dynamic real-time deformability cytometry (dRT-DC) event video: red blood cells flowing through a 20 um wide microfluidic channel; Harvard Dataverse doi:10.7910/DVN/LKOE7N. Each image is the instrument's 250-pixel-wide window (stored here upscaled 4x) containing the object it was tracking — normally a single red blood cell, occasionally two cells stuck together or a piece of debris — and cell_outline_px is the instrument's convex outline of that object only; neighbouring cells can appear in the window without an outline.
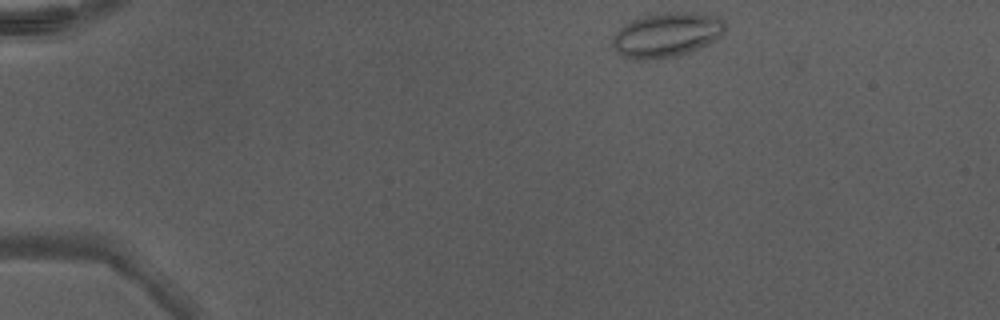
{"species": "Egyptian fruit bat (a non-hibernating species)", "species_latin": "Rousettus aegyptiacus", "temperature_condition": "warm", "stored_images_in_passage": 41, "camera_frame_rate_fps": 3000, "um_per_image_px": 0.085, "animal": {"sex": "male"}, "frame": {"image": 1, "passage_image": 1, "time_ms": 0.0, "image_size_px": [1000, 320], "cell_outline_px": [[728, 28], [716, 40], [708, 44], [688, 52], [676, 56], [656, 60], [632, 60], [620, 56], [616, 52], [612, 44], [612, 36], [624, 24], [632, 20], [644, 16], [664, 12], [692, 12], [720, 16], [724, 20]], "centroid_in_image_um": [56.67, 2.97], "position_along_channel_um": 28.3, "area_um2": 29.82}}
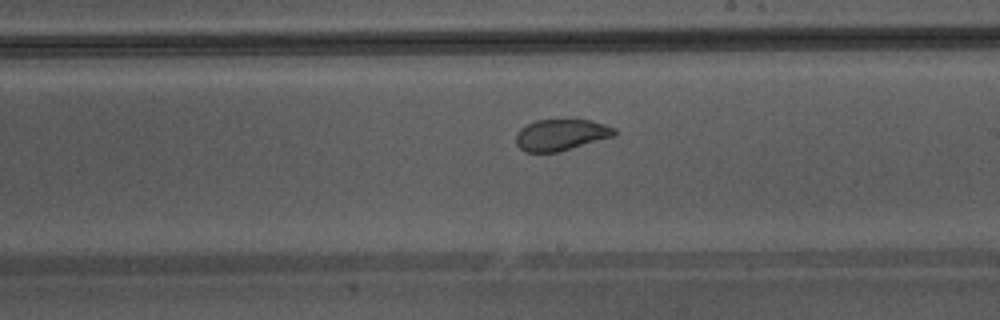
{"frame": {"image": 2, "passage_image": 22, "time_ms": 7.0, "image_size_px": [1000, 320], "cell_outline_px": [[616, 136], [556, 152], [524, 152], [516, 144], [516, 132], [520, 128], [536, 120], [592, 120], [616, 128]], "centroid_in_image_um": [47.69, 11.46], "position_along_channel_um": 241.3, "area_um2": 17.98}}
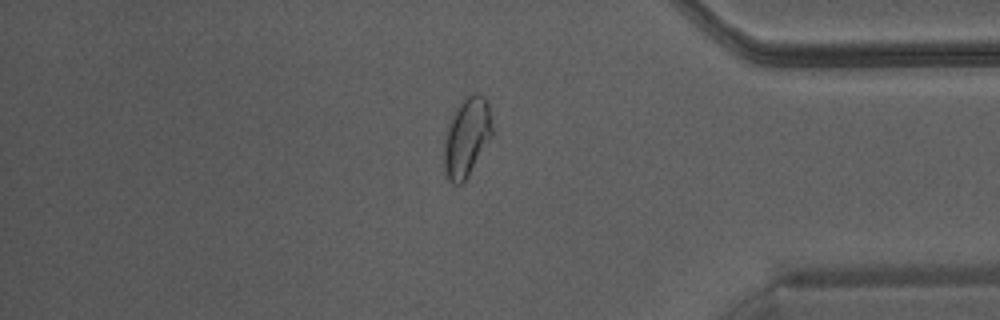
{"frame": {"image": 3, "passage_image": 34, "time_ms": 11.0, "image_size_px": [1000, 320], "cell_outline_px": [[492, 136], [468, 176], [460, 184], [452, 184], [448, 180], [444, 172], [444, 136], [448, 124], [460, 100], [472, 92], [476, 92], [484, 96], [488, 100], [492, 116]], "centroid_in_image_um": [39.67, 11.61], "position_along_channel_um": 395.5, "area_um2": 22.6}, "authors_computed_cell_mechanics": {"area_um2": 21.5016, "velocity_mm_per_s": 4.3348, "shape_relaxation_time_tau1_ms": 5.1756, "shape_relaxation_time_tau2_ms": 0.7292, "deformation_change_tau1": 0.1334, "deformation_change_tau2": 0.0519}}